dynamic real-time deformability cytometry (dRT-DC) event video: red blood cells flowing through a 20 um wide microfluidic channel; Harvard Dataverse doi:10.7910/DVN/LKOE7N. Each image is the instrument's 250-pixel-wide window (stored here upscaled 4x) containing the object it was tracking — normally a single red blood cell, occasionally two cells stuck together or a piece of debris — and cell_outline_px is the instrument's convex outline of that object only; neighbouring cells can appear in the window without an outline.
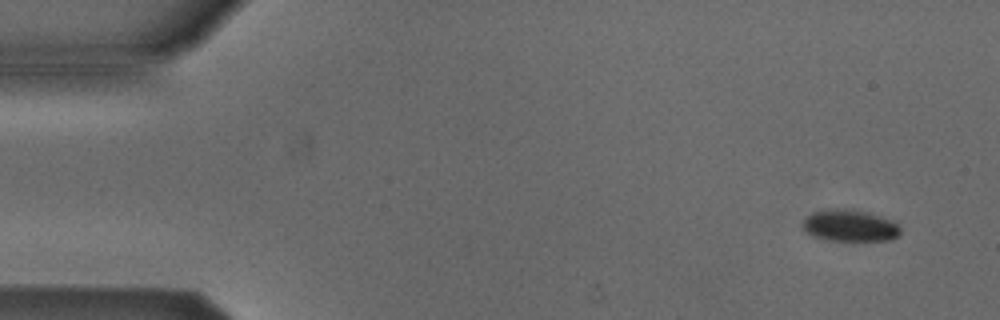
{"species": "Egyptian fruit bat (a non-hibernating species)", "species_latin": "Rousettus aegyptiacus", "temperature_condition": "cold", "stored_images_in_passage": 4, "camera_frame_rate_fps": 3000, "um_per_image_px": 0.085, "animal": {"sex": "male"}, "frame": {"image": 1, "passage_image": 1, "time_ms": 0.0, "image_size_px": [1000, 320], "cell_outline_px": [[900, 236], [892, 240], [824, 240], [812, 236], [800, 224], [812, 212], [828, 208], [852, 208], [880, 216], [896, 224], [900, 228]], "centroid_in_image_um": [72.21, 19.17], "position_along_channel_um": 12.8, "area_um2": 18.15}}
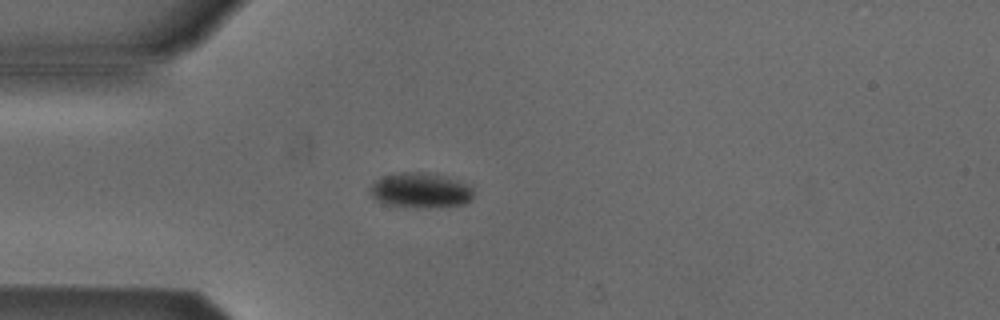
{"frame": {"image": 2, "passage_image": 4, "time_ms": 3.667, "image_size_px": [1000, 320], "cell_outline_px": [[472, 200], [468, 204], [428, 208], [420, 208], [384, 204], [376, 200], [368, 192], [368, 188], [380, 176], [400, 172], [420, 172], [444, 176], [464, 184], [472, 188]], "centroid_in_image_um": [35.68, 16.2], "position_along_channel_um": 49.3, "area_um2": 21.27}}